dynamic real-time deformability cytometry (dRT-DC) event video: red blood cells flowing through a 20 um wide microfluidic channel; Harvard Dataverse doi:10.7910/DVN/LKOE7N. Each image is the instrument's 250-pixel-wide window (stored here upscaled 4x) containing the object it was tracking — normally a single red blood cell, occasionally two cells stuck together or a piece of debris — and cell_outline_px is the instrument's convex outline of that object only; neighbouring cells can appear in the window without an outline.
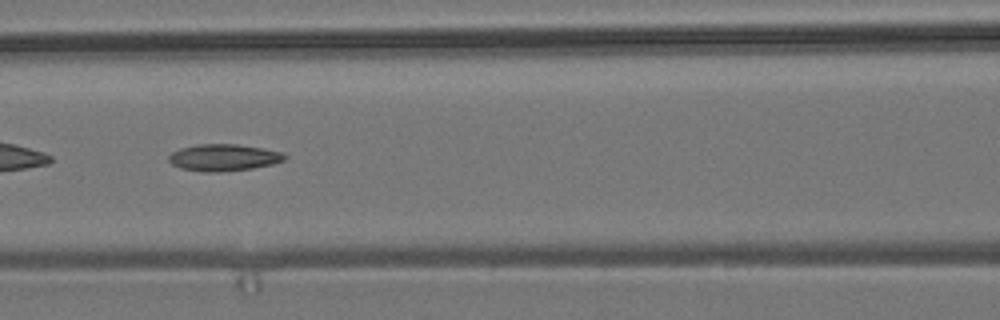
{"species": "common noctule bat (a hibernating species)", "species_latin": "Nyctalus noctula", "temperature_condition": "room temperature", "stored_images_in_passage": 6, "segment_of_instrument_passage": [1, 2], "camera_frame_rate_fps": 3000, "um_per_image_px": 0.085, "animal": {"sex": "male", "body_mass_g": 19.2, "forearm_length_mm": 51.8}, "frame": {"image": 1, "passage_image": 4, "time_ms": 3.333, "image_size_px": [1000, 320], "cell_outline_px": [[288, 156], [284, 160], [272, 164], [252, 168], [220, 172], [204, 172], [180, 168], [172, 164], [168, 160], [168, 156], [172, 152], [180, 148], [196, 144], [236, 144], [284, 152]], "centroid_in_image_um": [18.99, 13.39], "position_along_channel_um": 147.6, "area_um2": 18.15}}
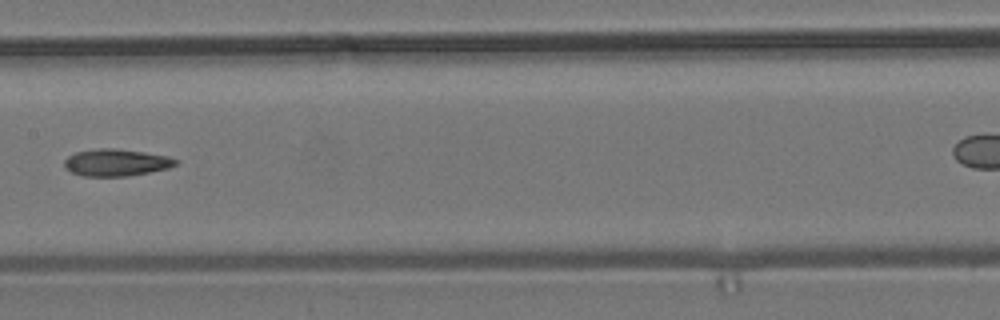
{"frame": {"image": 2, "passage_image": 5, "time_ms": 4.667, "image_size_px": [1000, 320], "cell_outline_px": [[180, 160], [176, 164], [168, 168], [128, 176], [84, 176], [72, 172], [64, 168], [64, 160], [68, 156], [76, 152], [100, 148], [112, 148], [144, 152], [168, 156]], "centroid_in_image_um": [9.87, 13.81], "position_along_channel_um": 197.5, "area_um2": 17.46}}